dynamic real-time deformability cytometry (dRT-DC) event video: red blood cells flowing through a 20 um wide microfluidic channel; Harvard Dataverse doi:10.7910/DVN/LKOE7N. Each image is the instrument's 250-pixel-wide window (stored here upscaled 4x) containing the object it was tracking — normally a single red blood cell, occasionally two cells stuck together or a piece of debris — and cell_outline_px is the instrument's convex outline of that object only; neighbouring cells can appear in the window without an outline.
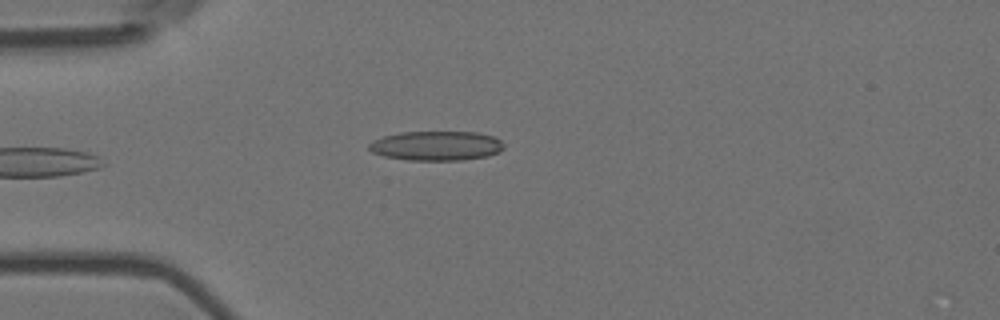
{"species": "Egyptian fruit bat (a non-hibernating species)", "species_latin": "Rousettus aegyptiacus", "temperature_condition": "room temperature", "stored_images_in_passage": 4, "camera_frame_rate_fps": 3000, "um_per_image_px": 0.085, "animal": {"sex": "female"}, "frame": {"image": 1, "passage_image": 4, "time_ms": 1.0, "image_size_px": [1000, 320], "cell_outline_px": [[504, 148], [500, 152], [488, 156], [460, 160], [408, 160], [384, 156], [372, 152], [368, 148], [368, 144], [372, 140], [384, 136], [400, 132], [476, 132], [496, 136], [504, 144]], "centroid_in_image_um": [37.11, 12.39], "position_along_channel_um": 47.9, "area_um2": 23.35}}